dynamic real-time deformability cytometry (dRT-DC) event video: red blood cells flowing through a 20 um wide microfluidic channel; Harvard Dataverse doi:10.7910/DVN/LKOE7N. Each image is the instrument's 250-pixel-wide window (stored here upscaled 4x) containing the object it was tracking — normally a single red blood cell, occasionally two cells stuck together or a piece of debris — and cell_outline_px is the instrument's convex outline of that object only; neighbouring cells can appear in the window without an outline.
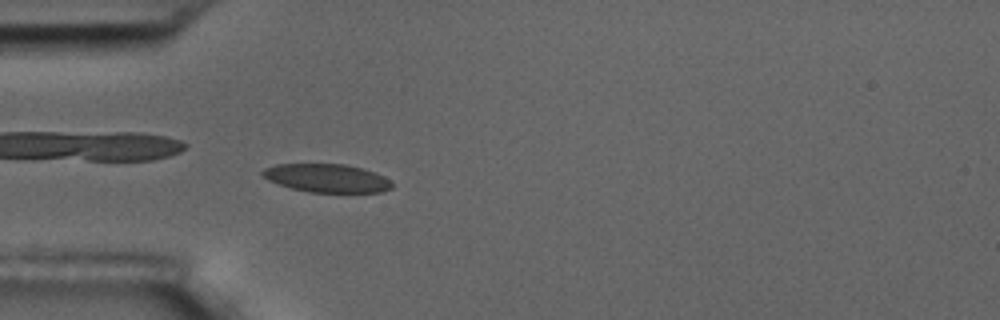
{"species": "common noctule bat (a hibernating species)", "species_latin": "Nyctalus noctula", "temperature_condition": "room temperature", "stored_images_in_passage": 57, "camera_frame_rate_fps": 3000, "um_per_image_px": 0.085, "animal": {"sex": "male", "body_mass_g": 17.5, "forearm_length_mm": 52.3}, "frame": {"image": 1, "passage_image": 17, "time_ms": 5.333, "image_size_px": [1000, 320], "cell_outline_px": [[392, 188], [380, 192], [308, 192], [292, 188], [268, 180], [260, 172], [264, 168], [276, 164], [344, 164], [360, 168], [384, 176], [392, 184]], "centroid_in_image_um": [27.75, 15.14], "position_along_channel_um": 57.2, "area_um2": 21.1}}
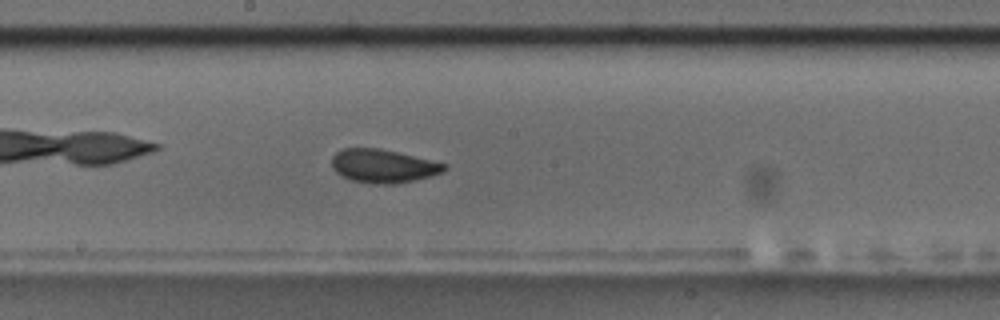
{"frame": {"image": 2, "passage_image": 31, "time_ms": 10.0, "image_size_px": [1000, 320], "cell_outline_px": [[448, 168], [444, 172], [396, 184], [372, 184], [352, 180], [336, 172], [332, 168], [332, 156], [340, 148], [380, 148], [448, 164]], "centroid_in_image_um": [32.56, 14.1], "position_along_channel_um": 215.6, "area_um2": 21.91}}
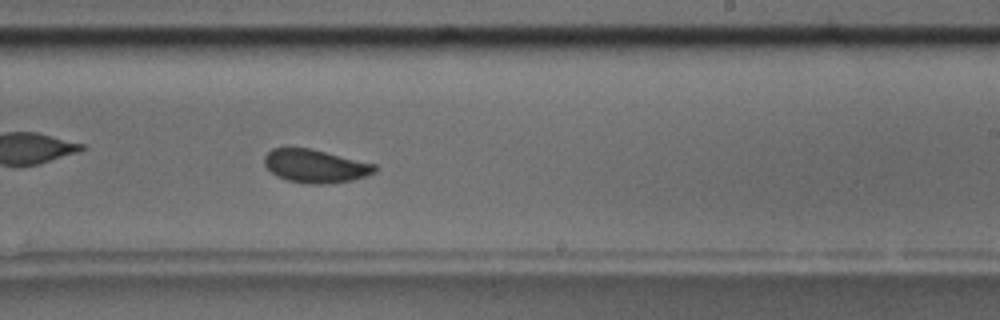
{"frame": {"image": 3, "passage_image": 35, "time_ms": 11.333, "image_size_px": [1000, 320], "cell_outline_px": [[376, 172], [352, 180], [332, 184], [308, 184], [288, 180], [276, 176], [264, 164], [264, 156], [272, 148], [312, 148], [376, 164]], "centroid_in_image_um": [26.81, 14.11], "position_along_channel_um": 262.2, "area_um2": 21.5}, "authors_computed_cell_mechanics": {"area_um2": 21.5016, "velocity_mm_per_s": 3.5063, "shape_relaxation_time_tau1_ms": 3.4807, "shape_relaxation_time_tau2_ms": 1.3571, "deformation_change_tau1": 0.0933, "deformation_change_tau2": 0.062}}